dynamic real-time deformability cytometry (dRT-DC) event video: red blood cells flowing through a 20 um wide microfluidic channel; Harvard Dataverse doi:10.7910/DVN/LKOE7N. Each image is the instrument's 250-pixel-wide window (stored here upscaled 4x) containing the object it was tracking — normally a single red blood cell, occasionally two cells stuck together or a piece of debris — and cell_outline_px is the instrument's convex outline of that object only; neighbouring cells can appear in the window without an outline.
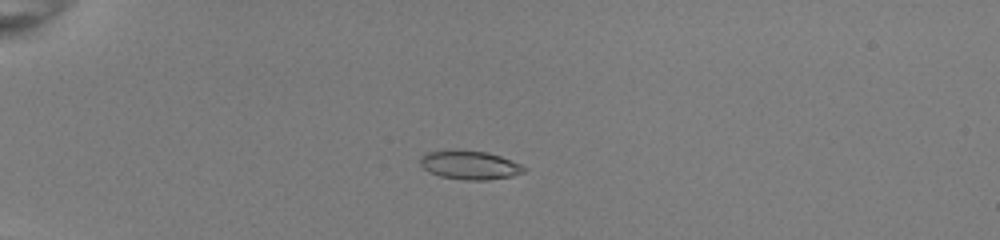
{"species": "common noctule bat (a hibernating species)", "species_latin": "Nyctalus noctula", "temperature_condition": "room temperature", "stored_images_in_passage": 53, "camera_frame_rate_fps": 3000, "um_per_image_px": 0.085, "animal": {"sex": "female", "body_mass_g": 22.0, "forearm_length_mm": 56.7}, "frame": {"image": 1, "passage_image": 16, "time_ms": 5.0, "image_size_px": [1000, 240], "cell_outline_px": [[528, 168], [524, 172], [512, 176], [488, 180], [464, 180], [440, 176], [428, 172], [420, 164], [420, 160], [428, 152], [452, 148], [456, 148], [488, 152], [500, 156], [520, 164]], "centroid_in_image_um": [39.93, 14.01], "position_along_channel_um": 45.1, "area_um2": 17.69}}
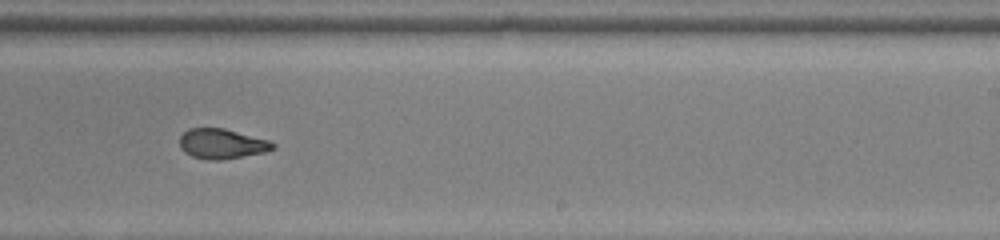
{"frame": {"image": 2, "passage_image": 36, "time_ms": 11.667, "image_size_px": [1000, 240], "cell_outline_px": [[276, 148], [264, 152], [220, 160], [208, 160], [192, 156], [184, 152], [180, 148], [180, 136], [188, 128], [224, 128], [268, 140], [276, 144]], "centroid_in_image_um": [18.84, 12.22], "position_along_channel_um": 270.2, "area_um2": 16.24}}
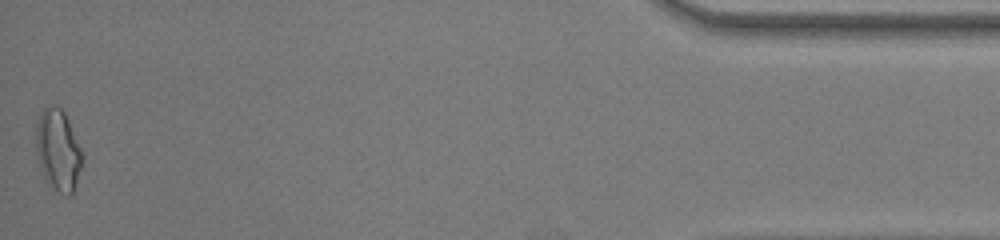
{"frame": {"image": 3, "passage_image": 53, "time_ms": 17.333, "image_size_px": [1000, 240], "cell_outline_px": [[80, 168], [72, 196], [68, 196], [60, 192], [44, 180], [40, 168], [36, 148], [36, 124], [40, 112], [44, 108], [52, 104], [56, 104], [64, 112], [80, 148]], "centroid_in_image_um": [4.89, 12.74], "position_along_channel_um": 430.3, "area_um2": 21.5}, "authors_computed_cell_mechanics": {"area_um2": 17.6868, "velocity_mm_per_s": 4.0359, "shape_relaxation_time_tau1_ms": null, "shape_relaxation_time_tau2_ms": 0.9143, "deformation_change_tau1": null, "deformation_change_tau2": 0.0577}}